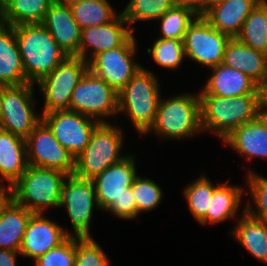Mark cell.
<instances>
[{
    "mask_svg": "<svg viewBox=\"0 0 267 266\" xmlns=\"http://www.w3.org/2000/svg\"><path fill=\"white\" fill-rule=\"evenodd\" d=\"M201 128L212 131L223 141L241 125L260 115V94L218 97L199 94Z\"/></svg>",
    "mask_w": 267,
    "mask_h": 266,
    "instance_id": "cell-1",
    "label": "cell"
},
{
    "mask_svg": "<svg viewBox=\"0 0 267 266\" xmlns=\"http://www.w3.org/2000/svg\"><path fill=\"white\" fill-rule=\"evenodd\" d=\"M14 29L28 83L37 84L68 56L42 24H22Z\"/></svg>",
    "mask_w": 267,
    "mask_h": 266,
    "instance_id": "cell-2",
    "label": "cell"
},
{
    "mask_svg": "<svg viewBox=\"0 0 267 266\" xmlns=\"http://www.w3.org/2000/svg\"><path fill=\"white\" fill-rule=\"evenodd\" d=\"M158 77L141 67L118 93V113H127L137 133L147 134L154 125L161 98Z\"/></svg>",
    "mask_w": 267,
    "mask_h": 266,
    "instance_id": "cell-3",
    "label": "cell"
},
{
    "mask_svg": "<svg viewBox=\"0 0 267 266\" xmlns=\"http://www.w3.org/2000/svg\"><path fill=\"white\" fill-rule=\"evenodd\" d=\"M67 174L49 168L28 165L9 188V196L33 213H45L48 207L60 208L61 187Z\"/></svg>",
    "mask_w": 267,
    "mask_h": 266,
    "instance_id": "cell-4",
    "label": "cell"
},
{
    "mask_svg": "<svg viewBox=\"0 0 267 266\" xmlns=\"http://www.w3.org/2000/svg\"><path fill=\"white\" fill-rule=\"evenodd\" d=\"M152 131L161 138L178 140L202 132L199 94L160 98L154 125L147 133Z\"/></svg>",
    "mask_w": 267,
    "mask_h": 266,
    "instance_id": "cell-5",
    "label": "cell"
},
{
    "mask_svg": "<svg viewBox=\"0 0 267 266\" xmlns=\"http://www.w3.org/2000/svg\"><path fill=\"white\" fill-rule=\"evenodd\" d=\"M123 138L122 130L116 125L100 123L85 149L75 158L74 175L92 180L107 167L127 156L121 155Z\"/></svg>",
    "mask_w": 267,
    "mask_h": 266,
    "instance_id": "cell-6",
    "label": "cell"
},
{
    "mask_svg": "<svg viewBox=\"0 0 267 266\" xmlns=\"http://www.w3.org/2000/svg\"><path fill=\"white\" fill-rule=\"evenodd\" d=\"M89 70L78 56H67L50 74L37 83L44 98L42 114L70 110L73 90Z\"/></svg>",
    "mask_w": 267,
    "mask_h": 266,
    "instance_id": "cell-7",
    "label": "cell"
},
{
    "mask_svg": "<svg viewBox=\"0 0 267 266\" xmlns=\"http://www.w3.org/2000/svg\"><path fill=\"white\" fill-rule=\"evenodd\" d=\"M34 84L7 86L0 108V129L26 139L41 122L42 115L34 112Z\"/></svg>",
    "mask_w": 267,
    "mask_h": 266,
    "instance_id": "cell-8",
    "label": "cell"
},
{
    "mask_svg": "<svg viewBox=\"0 0 267 266\" xmlns=\"http://www.w3.org/2000/svg\"><path fill=\"white\" fill-rule=\"evenodd\" d=\"M70 110L107 123L105 117L118 114V92L88 70L72 92Z\"/></svg>",
    "mask_w": 267,
    "mask_h": 266,
    "instance_id": "cell-9",
    "label": "cell"
},
{
    "mask_svg": "<svg viewBox=\"0 0 267 266\" xmlns=\"http://www.w3.org/2000/svg\"><path fill=\"white\" fill-rule=\"evenodd\" d=\"M61 187L60 208H67L74 232L70 237L92 238L89 232L94 206L100 209L97 202L95 186L92 180L68 175Z\"/></svg>",
    "mask_w": 267,
    "mask_h": 266,
    "instance_id": "cell-10",
    "label": "cell"
},
{
    "mask_svg": "<svg viewBox=\"0 0 267 266\" xmlns=\"http://www.w3.org/2000/svg\"><path fill=\"white\" fill-rule=\"evenodd\" d=\"M137 41L134 34L121 46L97 54L89 62V70L120 92L143 67L135 62Z\"/></svg>",
    "mask_w": 267,
    "mask_h": 266,
    "instance_id": "cell-11",
    "label": "cell"
},
{
    "mask_svg": "<svg viewBox=\"0 0 267 266\" xmlns=\"http://www.w3.org/2000/svg\"><path fill=\"white\" fill-rule=\"evenodd\" d=\"M25 141L28 165L74 174L75 158L42 120Z\"/></svg>",
    "mask_w": 267,
    "mask_h": 266,
    "instance_id": "cell-12",
    "label": "cell"
},
{
    "mask_svg": "<svg viewBox=\"0 0 267 266\" xmlns=\"http://www.w3.org/2000/svg\"><path fill=\"white\" fill-rule=\"evenodd\" d=\"M230 37L197 16L184 36L185 56L202 66L211 68L223 62L224 50Z\"/></svg>",
    "mask_w": 267,
    "mask_h": 266,
    "instance_id": "cell-13",
    "label": "cell"
},
{
    "mask_svg": "<svg viewBox=\"0 0 267 266\" xmlns=\"http://www.w3.org/2000/svg\"><path fill=\"white\" fill-rule=\"evenodd\" d=\"M58 142L76 158L87 146L99 121L71 110L41 114Z\"/></svg>",
    "mask_w": 267,
    "mask_h": 266,
    "instance_id": "cell-14",
    "label": "cell"
},
{
    "mask_svg": "<svg viewBox=\"0 0 267 266\" xmlns=\"http://www.w3.org/2000/svg\"><path fill=\"white\" fill-rule=\"evenodd\" d=\"M134 30L122 14L108 24L84 28L81 30L79 57L89 63L97 54L123 45Z\"/></svg>",
    "mask_w": 267,
    "mask_h": 266,
    "instance_id": "cell-15",
    "label": "cell"
},
{
    "mask_svg": "<svg viewBox=\"0 0 267 266\" xmlns=\"http://www.w3.org/2000/svg\"><path fill=\"white\" fill-rule=\"evenodd\" d=\"M43 215L34 213L31 216L19 251L22 256L33 261L70 237L69 231Z\"/></svg>",
    "mask_w": 267,
    "mask_h": 266,
    "instance_id": "cell-16",
    "label": "cell"
},
{
    "mask_svg": "<svg viewBox=\"0 0 267 266\" xmlns=\"http://www.w3.org/2000/svg\"><path fill=\"white\" fill-rule=\"evenodd\" d=\"M135 158L125 156L119 162L107 167L92 179L100 210H105L113 201L118 200L132 186L137 176Z\"/></svg>",
    "mask_w": 267,
    "mask_h": 266,
    "instance_id": "cell-17",
    "label": "cell"
},
{
    "mask_svg": "<svg viewBox=\"0 0 267 266\" xmlns=\"http://www.w3.org/2000/svg\"><path fill=\"white\" fill-rule=\"evenodd\" d=\"M41 24L68 56L79 57L81 29L70 7L60 6L53 2Z\"/></svg>",
    "mask_w": 267,
    "mask_h": 266,
    "instance_id": "cell-18",
    "label": "cell"
},
{
    "mask_svg": "<svg viewBox=\"0 0 267 266\" xmlns=\"http://www.w3.org/2000/svg\"><path fill=\"white\" fill-rule=\"evenodd\" d=\"M213 73L207 79L199 94L218 97H236L246 94H260L259 85L243 72L219 64L209 68Z\"/></svg>",
    "mask_w": 267,
    "mask_h": 266,
    "instance_id": "cell-19",
    "label": "cell"
},
{
    "mask_svg": "<svg viewBox=\"0 0 267 266\" xmlns=\"http://www.w3.org/2000/svg\"><path fill=\"white\" fill-rule=\"evenodd\" d=\"M260 0H228L220 4H209L202 17L219 32L236 38L252 9Z\"/></svg>",
    "mask_w": 267,
    "mask_h": 266,
    "instance_id": "cell-20",
    "label": "cell"
},
{
    "mask_svg": "<svg viewBox=\"0 0 267 266\" xmlns=\"http://www.w3.org/2000/svg\"><path fill=\"white\" fill-rule=\"evenodd\" d=\"M222 142L248 160L257 157L267 159V122L259 115L235 129Z\"/></svg>",
    "mask_w": 267,
    "mask_h": 266,
    "instance_id": "cell-21",
    "label": "cell"
},
{
    "mask_svg": "<svg viewBox=\"0 0 267 266\" xmlns=\"http://www.w3.org/2000/svg\"><path fill=\"white\" fill-rule=\"evenodd\" d=\"M253 79L259 86L267 79V55L230 38L224 50L223 62Z\"/></svg>",
    "mask_w": 267,
    "mask_h": 266,
    "instance_id": "cell-22",
    "label": "cell"
},
{
    "mask_svg": "<svg viewBox=\"0 0 267 266\" xmlns=\"http://www.w3.org/2000/svg\"><path fill=\"white\" fill-rule=\"evenodd\" d=\"M34 213L10 196L0 205V249L19 252L27 224Z\"/></svg>",
    "mask_w": 267,
    "mask_h": 266,
    "instance_id": "cell-23",
    "label": "cell"
},
{
    "mask_svg": "<svg viewBox=\"0 0 267 266\" xmlns=\"http://www.w3.org/2000/svg\"><path fill=\"white\" fill-rule=\"evenodd\" d=\"M27 167L25 139L0 129V181L6 180L9 189Z\"/></svg>",
    "mask_w": 267,
    "mask_h": 266,
    "instance_id": "cell-24",
    "label": "cell"
},
{
    "mask_svg": "<svg viewBox=\"0 0 267 266\" xmlns=\"http://www.w3.org/2000/svg\"><path fill=\"white\" fill-rule=\"evenodd\" d=\"M0 82L7 86L28 83L13 26L0 22Z\"/></svg>",
    "mask_w": 267,
    "mask_h": 266,
    "instance_id": "cell-25",
    "label": "cell"
},
{
    "mask_svg": "<svg viewBox=\"0 0 267 266\" xmlns=\"http://www.w3.org/2000/svg\"><path fill=\"white\" fill-rule=\"evenodd\" d=\"M243 188L221 183L213 192L206 214L198 221L201 225L218 224L237 217L242 204Z\"/></svg>",
    "mask_w": 267,
    "mask_h": 266,
    "instance_id": "cell-26",
    "label": "cell"
},
{
    "mask_svg": "<svg viewBox=\"0 0 267 266\" xmlns=\"http://www.w3.org/2000/svg\"><path fill=\"white\" fill-rule=\"evenodd\" d=\"M241 216L230 234L253 257L267 263V224L249 215L245 207Z\"/></svg>",
    "mask_w": 267,
    "mask_h": 266,
    "instance_id": "cell-27",
    "label": "cell"
},
{
    "mask_svg": "<svg viewBox=\"0 0 267 266\" xmlns=\"http://www.w3.org/2000/svg\"><path fill=\"white\" fill-rule=\"evenodd\" d=\"M53 0H2L0 22L9 26L41 24Z\"/></svg>",
    "mask_w": 267,
    "mask_h": 266,
    "instance_id": "cell-28",
    "label": "cell"
},
{
    "mask_svg": "<svg viewBox=\"0 0 267 266\" xmlns=\"http://www.w3.org/2000/svg\"><path fill=\"white\" fill-rule=\"evenodd\" d=\"M236 38L267 55V0H260L252 9Z\"/></svg>",
    "mask_w": 267,
    "mask_h": 266,
    "instance_id": "cell-29",
    "label": "cell"
},
{
    "mask_svg": "<svg viewBox=\"0 0 267 266\" xmlns=\"http://www.w3.org/2000/svg\"><path fill=\"white\" fill-rule=\"evenodd\" d=\"M71 10L81 30L108 24L121 15V12L116 13L108 0H80Z\"/></svg>",
    "mask_w": 267,
    "mask_h": 266,
    "instance_id": "cell-30",
    "label": "cell"
},
{
    "mask_svg": "<svg viewBox=\"0 0 267 266\" xmlns=\"http://www.w3.org/2000/svg\"><path fill=\"white\" fill-rule=\"evenodd\" d=\"M174 5V0H130L121 14L129 25L137 21H157Z\"/></svg>",
    "mask_w": 267,
    "mask_h": 266,
    "instance_id": "cell-31",
    "label": "cell"
},
{
    "mask_svg": "<svg viewBox=\"0 0 267 266\" xmlns=\"http://www.w3.org/2000/svg\"><path fill=\"white\" fill-rule=\"evenodd\" d=\"M220 184L214 186L206 176L200 175L198 179L185 187L183 193L189 212L197 222L206 214L213 192Z\"/></svg>",
    "mask_w": 267,
    "mask_h": 266,
    "instance_id": "cell-32",
    "label": "cell"
},
{
    "mask_svg": "<svg viewBox=\"0 0 267 266\" xmlns=\"http://www.w3.org/2000/svg\"><path fill=\"white\" fill-rule=\"evenodd\" d=\"M197 15L189 8L174 5L166 11L158 20L161 22V39L184 40L188 26Z\"/></svg>",
    "mask_w": 267,
    "mask_h": 266,
    "instance_id": "cell-33",
    "label": "cell"
},
{
    "mask_svg": "<svg viewBox=\"0 0 267 266\" xmlns=\"http://www.w3.org/2000/svg\"><path fill=\"white\" fill-rule=\"evenodd\" d=\"M147 53L152 56L155 64L167 69H178L185 59L184 42L177 39L158 38Z\"/></svg>",
    "mask_w": 267,
    "mask_h": 266,
    "instance_id": "cell-34",
    "label": "cell"
},
{
    "mask_svg": "<svg viewBox=\"0 0 267 266\" xmlns=\"http://www.w3.org/2000/svg\"><path fill=\"white\" fill-rule=\"evenodd\" d=\"M246 175L247 190L251 194L253 205L247 203L245 211L262 222L267 224V178L249 170ZM256 207V208H255ZM254 208V209H253Z\"/></svg>",
    "mask_w": 267,
    "mask_h": 266,
    "instance_id": "cell-35",
    "label": "cell"
},
{
    "mask_svg": "<svg viewBox=\"0 0 267 266\" xmlns=\"http://www.w3.org/2000/svg\"><path fill=\"white\" fill-rule=\"evenodd\" d=\"M133 197L136 201L137 216L141 212L152 211L162 200V189L155 181L136 176L132 183Z\"/></svg>",
    "mask_w": 267,
    "mask_h": 266,
    "instance_id": "cell-36",
    "label": "cell"
},
{
    "mask_svg": "<svg viewBox=\"0 0 267 266\" xmlns=\"http://www.w3.org/2000/svg\"><path fill=\"white\" fill-rule=\"evenodd\" d=\"M104 250L93 238H75L74 266H109Z\"/></svg>",
    "mask_w": 267,
    "mask_h": 266,
    "instance_id": "cell-37",
    "label": "cell"
},
{
    "mask_svg": "<svg viewBox=\"0 0 267 266\" xmlns=\"http://www.w3.org/2000/svg\"><path fill=\"white\" fill-rule=\"evenodd\" d=\"M75 237H68L59 246L34 260L35 266H74Z\"/></svg>",
    "mask_w": 267,
    "mask_h": 266,
    "instance_id": "cell-38",
    "label": "cell"
},
{
    "mask_svg": "<svg viewBox=\"0 0 267 266\" xmlns=\"http://www.w3.org/2000/svg\"><path fill=\"white\" fill-rule=\"evenodd\" d=\"M104 211H110V213L120 219H135L137 217V206L132 188H127L126 193L118 200L113 201Z\"/></svg>",
    "mask_w": 267,
    "mask_h": 266,
    "instance_id": "cell-39",
    "label": "cell"
},
{
    "mask_svg": "<svg viewBox=\"0 0 267 266\" xmlns=\"http://www.w3.org/2000/svg\"><path fill=\"white\" fill-rule=\"evenodd\" d=\"M175 5L191 9L197 16H202L209 8V0H174Z\"/></svg>",
    "mask_w": 267,
    "mask_h": 266,
    "instance_id": "cell-40",
    "label": "cell"
},
{
    "mask_svg": "<svg viewBox=\"0 0 267 266\" xmlns=\"http://www.w3.org/2000/svg\"><path fill=\"white\" fill-rule=\"evenodd\" d=\"M20 252H15L7 249H0V266H17V255Z\"/></svg>",
    "mask_w": 267,
    "mask_h": 266,
    "instance_id": "cell-41",
    "label": "cell"
},
{
    "mask_svg": "<svg viewBox=\"0 0 267 266\" xmlns=\"http://www.w3.org/2000/svg\"><path fill=\"white\" fill-rule=\"evenodd\" d=\"M260 91V110L267 112V79L259 86Z\"/></svg>",
    "mask_w": 267,
    "mask_h": 266,
    "instance_id": "cell-42",
    "label": "cell"
},
{
    "mask_svg": "<svg viewBox=\"0 0 267 266\" xmlns=\"http://www.w3.org/2000/svg\"><path fill=\"white\" fill-rule=\"evenodd\" d=\"M6 183L0 184V205L5 201V199L9 196V189Z\"/></svg>",
    "mask_w": 267,
    "mask_h": 266,
    "instance_id": "cell-43",
    "label": "cell"
},
{
    "mask_svg": "<svg viewBox=\"0 0 267 266\" xmlns=\"http://www.w3.org/2000/svg\"><path fill=\"white\" fill-rule=\"evenodd\" d=\"M80 0H53V2L57 5L60 6H65V7H72L75 4H77Z\"/></svg>",
    "mask_w": 267,
    "mask_h": 266,
    "instance_id": "cell-44",
    "label": "cell"
},
{
    "mask_svg": "<svg viewBox=\"0 0 267 266\" xmlns=\"http://www.w3.org/2000/svg\"><path fill=\"white\" fill-rule=\"evenodd\" d=\"M6 87H7V85L0 82V108H1V100H2V96H3V92H4Z\"/></svg>",
    "mask_w": 267,
    "mask_h": 266,
    "instance_id": "cell-45",
    "label": "cell"
},
{
    "mask_svg": "<svg viewBox=\"0 0 267 266\" xmlns=\"http://www.w3.org/2000/svg\"><path fill=\"white\" fill-rule=\"evenodd\" d=\"M228 0H209V4H220Z\"/></svg>",
    "mask_w": 267,
    "mask_h": 266,
    "instance_id": "cell-46",
    "label": "cell"
},
{
    "mask_svg": "<svg viewBox=\"0 0 267 266\" xmlns=\"http://www.w3.org/2000/svg\"><path fill=\"white\" fill-rule=\"evenodd\" d=\"M260 115L266 120L267 122V112H260Z\"/></svg>",
    "mask_w": 267,
    "mask_h": 266,
    "instance_id": "cell-47",
    "label": "cell"
}]
</instances>
